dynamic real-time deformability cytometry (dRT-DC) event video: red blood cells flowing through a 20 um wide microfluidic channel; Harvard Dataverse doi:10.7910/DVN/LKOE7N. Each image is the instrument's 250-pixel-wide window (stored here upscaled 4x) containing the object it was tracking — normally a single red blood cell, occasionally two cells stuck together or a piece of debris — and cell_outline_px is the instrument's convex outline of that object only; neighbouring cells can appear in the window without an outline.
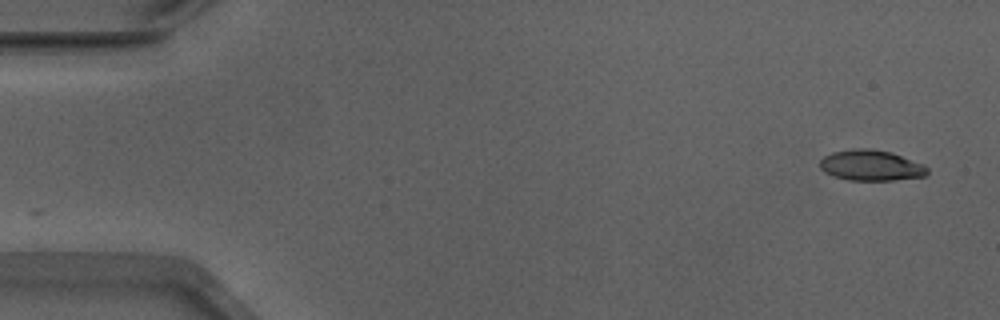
{"species": "Egyptian fruit bat (a non-hibernating species)", "species_latin": "Rousettus aegyptiacus", "temperature_condition": "warm", "stored_images_in_passage": 13, "camera_frame_rate_fps": 3000, "um_per_image_px": 0.085, "animal": {"sex": "male"}, "frame": {"image": 1, "passage_image": 1, "time_ms": 0.0, "image_size_px": [1000, 320], "cell_outline_px": [[928, 172], [924, 176], [892, 180], [848, 180], [832, 176], [824, 172], [820, 168], [820, 160], [824, 156], [832, 152], [852, 148], [868, 148], [892, 152], [924, 164], [928, 168]], "centroid_in_image_um": [74.01, 14.05], "position_along_channel_um": 11.0, "area_um2": 19.36}}